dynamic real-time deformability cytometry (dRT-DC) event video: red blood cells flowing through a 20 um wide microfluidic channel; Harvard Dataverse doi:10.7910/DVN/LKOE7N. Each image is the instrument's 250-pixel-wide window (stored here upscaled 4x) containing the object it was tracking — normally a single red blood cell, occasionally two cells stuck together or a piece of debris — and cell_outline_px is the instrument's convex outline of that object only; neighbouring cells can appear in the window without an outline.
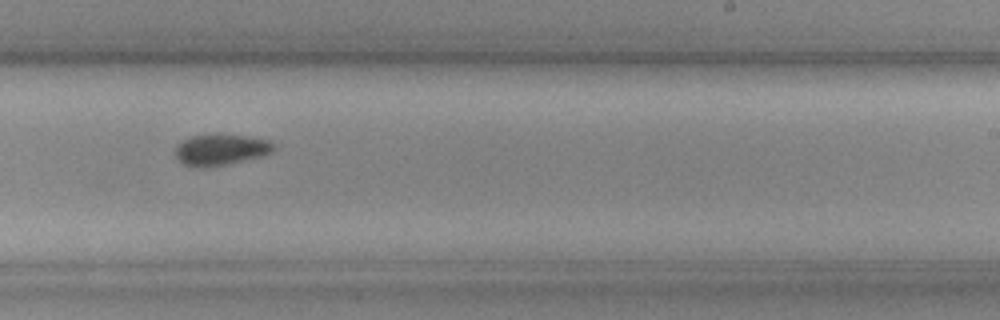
{"species": "common noctule bat (a hibernating species)", "species_latin": "Nyctalus noctula", "temperature_condition": "cold", "stored_images_in_passage": 33, "camera_frame_rate_fps": 3000, "um_per_image_px": 0.085, "animal": {"sex": "female", "body_mass_g": 19.3, "forearm_length_mm": 54.1}, "frame": {"image": 1, "passage_image": 17, "time_ms": 5.333, "image_size_px": [1000, 320], "cell_outline_px": [[276, 148], [272, 152], [260, 156], [224, 164], [204, 168], [192, 168], [176, 160], [176, 148], [184, 140], [192, 136], [216, 132], [248, 136], [268, 140], [276, 144]], "centroid_in_image_um": [18.76, 12.7], "position_along_channel_um": 270.2, "area_um2": 18.15}}